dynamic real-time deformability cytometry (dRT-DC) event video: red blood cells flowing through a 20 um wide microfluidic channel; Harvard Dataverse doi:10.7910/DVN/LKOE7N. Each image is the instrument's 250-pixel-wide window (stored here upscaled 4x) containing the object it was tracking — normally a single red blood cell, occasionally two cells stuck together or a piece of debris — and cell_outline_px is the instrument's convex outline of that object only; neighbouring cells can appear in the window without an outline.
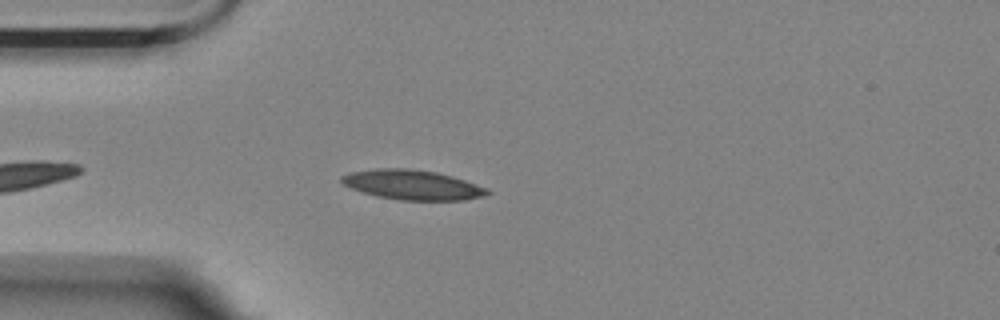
{"species": "Egyptian fruit bat (a non-hibernating species)", "species_latin": "Rousettus aegyptiacus", "temperature_condition": "room temperature", "stored_images_in_passage": 5, "camera_frame_rate_fps": 3000, "um_per_image_px": 0.085, "animal": {"sex": "female"}, "frame": {"image": 1, "passage_image": 5, "time_ms": 1.333, "image_size_px": [1000, 320], "cell_outline_px": [[492, 192], [484, 196], [464, 200], [400, 200], [376, 196], [352, 188], [344, 184], [340, 180], [340, 176], [352, 172], [380, 168], [408, 168], [436, 172], [452, 176], [488, 188]], "centroid_in_image_um": [35.08, 15.71], "position_along_channel_um": 49.9, "area_um2": 25.14}}